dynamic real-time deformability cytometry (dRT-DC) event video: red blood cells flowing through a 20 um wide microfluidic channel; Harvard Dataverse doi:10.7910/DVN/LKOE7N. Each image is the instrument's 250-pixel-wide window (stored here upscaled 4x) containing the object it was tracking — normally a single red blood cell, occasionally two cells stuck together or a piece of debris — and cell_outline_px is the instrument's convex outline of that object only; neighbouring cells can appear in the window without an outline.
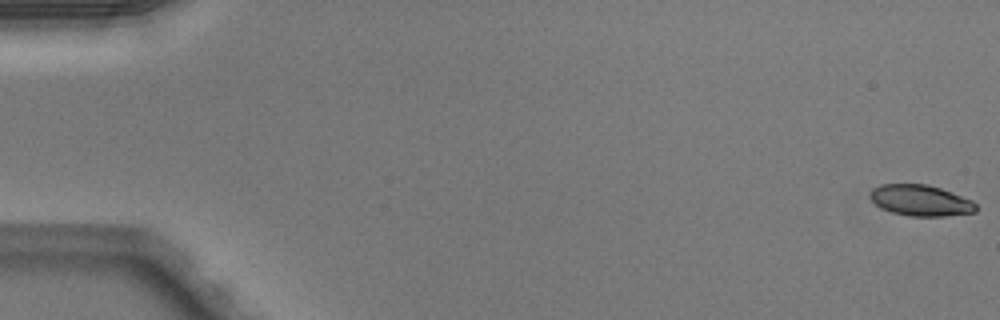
{"species": "Egyptian fruit bat (a non-hibernating species)", "species_latin": "Rousettus aegyptiacus", "temperature_condition": "warm", "stored_images_in_passage": 50, "camera_frame_rate_fps": 3000, "um_per_image_px": 0.085, "animal": {"sex": "male"}, "frame": {"image": 1, "passage_image": 1, "time_ms": 0.0, "image_size_px": [1000, 320], "cell_outline_px": [[976, 212], [944, 216], [908, 216], [892, 212], [880, 208], [868, 196], [872, 188], [880, 184], [928, 184], [940, 188], [972, 200], [976, 204]], "centroid_in_image_um": [78.22, 17.03], "position_along_channel_um": 6.8, "area_um2": 19.19}}
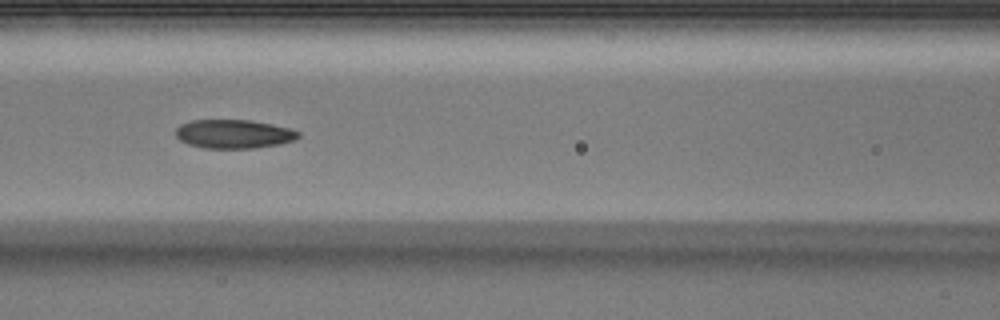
{"frame": {"image": 2, "passage_image": 23, "time_ms": 7.333, "image_size_px": [1000, 320], "cell_outline_px": [[300, 136], [296, 140], [280, 144], [256, 148], [204, 148], [188, 144], [180, 140], [176, 136], [176, 128], [180, 124], [192, 120], [252, 120], [292, 128], [300, 132]], "centroid_in_image_um": [19.91, 11.38], "position_along_channel_um": 146.7, "area_um2": 20.81}}
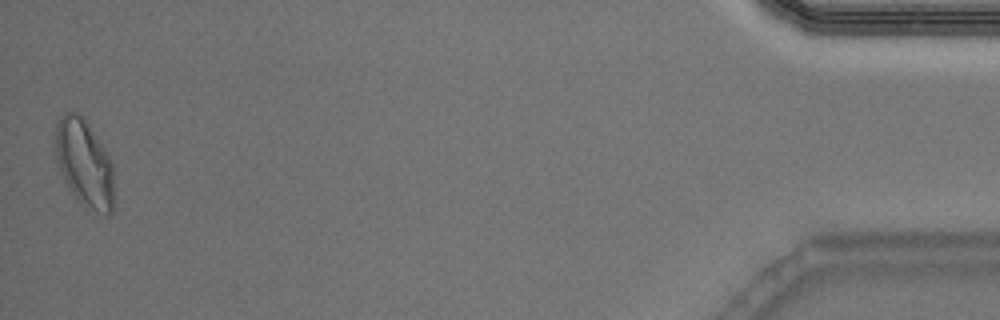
{"frame": {"image": 3, "passage_image": 50, "time_ms": 16.333, "image_size_px": [1000, 320], "cell_outline_px": [[112, 212], [108, 216], [84, 208], [76, 200], [68, 188], [64, 180], [56, 160], [56, 120], [64, 112], [76, 112], [84, 120], [104, 148], [112, 164]], "centroid_in_image_um": [7.14, 13.92], "position_along_channel_um": 428.1, "area_um2": 29.59}, "authors_computed_cell_mechanics": {"area_um2": 20.7213, "velocity_mm_per_s": 4.1016, "shape_relaxation_time_tau1_ms": null, "shape_relaxation_time_tau2_ms": 3.4705, "deformation_change_tau1": null, "deformation_change_tau2": 0.086}}